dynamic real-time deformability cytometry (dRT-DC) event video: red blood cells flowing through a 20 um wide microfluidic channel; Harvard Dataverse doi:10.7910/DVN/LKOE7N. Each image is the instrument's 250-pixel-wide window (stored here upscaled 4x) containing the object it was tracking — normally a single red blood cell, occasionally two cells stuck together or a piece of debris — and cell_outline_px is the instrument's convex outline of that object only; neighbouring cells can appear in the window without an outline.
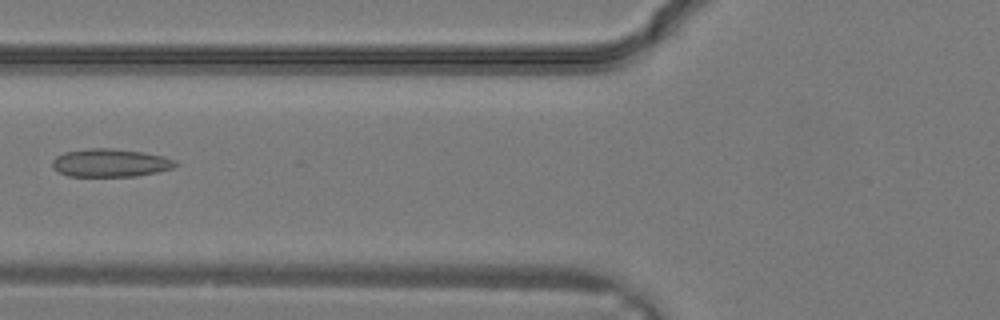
{"species": "common noctule bat (a hibernating species)", "species_latin": "Nyctalus noctula", "temperature_condition": "warm", "stored_images_in_passage": 32, "camera_frame_rate_fps": 3000, "um_per_image_px": 0.085, "animal": {"sex": "male", "body_mass_g": 19.2, "forearm_length_mm": 51.8}, "frame": {"image": 1, "passage_image": 13, "time_ms": 4.0, "image_size_px": [1000, 320], "cell_outline_px": [[180, 164], [172, 168], [156, 172], [136, 176], [68, 176], [60, 172], [52, 164], [52, 160], [56, 156], [64, 152], [88, 148], [108, 148], [144, 152], [164, 156], [176, 160]], "centroid_in_image_um": [9.41, 13.83], "position_along_channel_um": 116.4, "area_um2": 20.11}}
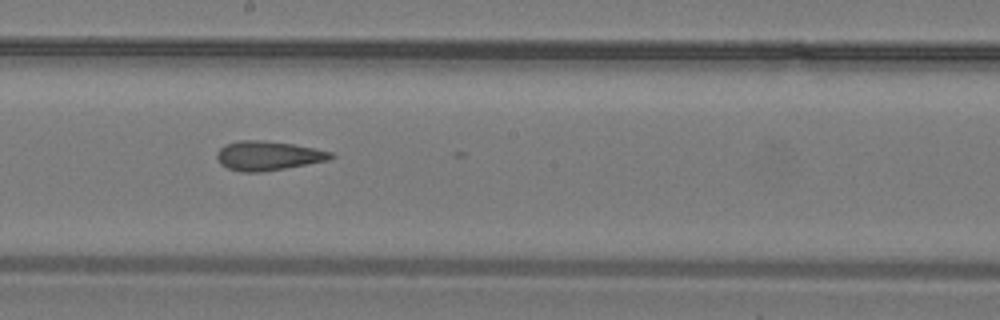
{"frame": {"image": 2, "passage_image": 18, "time_ms": 5.667, "image_size_px": [1000, 320], "cell_outline_px": [[336, 156], [328, 160], [264, 172], [240, 172], [228, 168], [220, 164], [216, 156], [216, 152], [224, 144], [240, 140], [260, 140], [292, 144], [332, 152]], "centroid_in_image_um": [22.74, 13.24], "position_along_channel_um": 225.5, "area_um2": 19.42}}
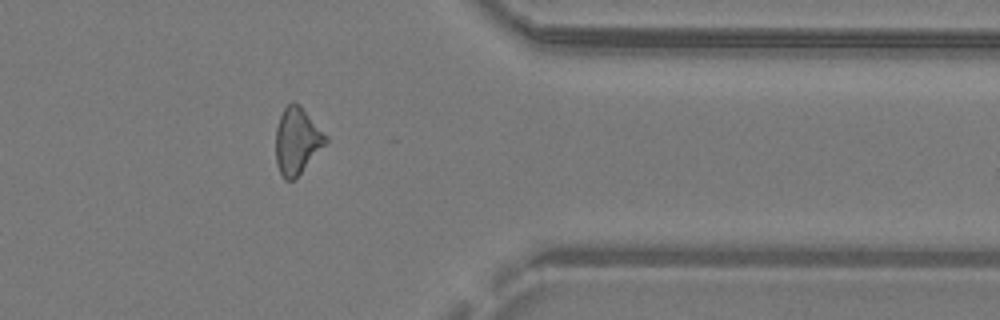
{"frame": {"image": 3, "passage_image": 26, "time_ms": 8.333, "image_size_px": [1000, 320], "cell_outline_px": [[328, 144], [296, 180], [284, 180], [276, 164], [276, 128], [280, 116], [284, 108], [288, 104], [300, 104], [328, 136]], "centroid_in_image_um": [25.29, 12.03], "position_along_channel_um": 386.1, "area_um2": 19.88}}